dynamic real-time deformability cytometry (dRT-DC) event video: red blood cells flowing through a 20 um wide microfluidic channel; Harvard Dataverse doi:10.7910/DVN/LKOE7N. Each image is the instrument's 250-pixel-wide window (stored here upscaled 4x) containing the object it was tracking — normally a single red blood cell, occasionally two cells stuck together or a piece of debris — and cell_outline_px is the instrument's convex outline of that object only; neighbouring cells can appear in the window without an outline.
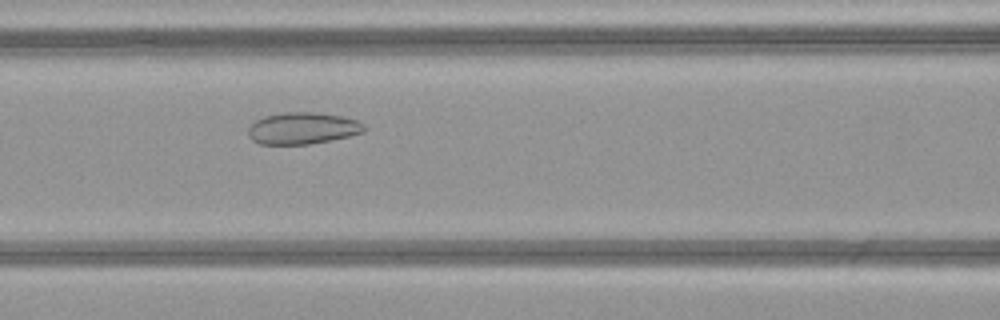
{"species": "common noctule bat (a hibernating species)", "species_latin": "Nyctalus noctula", "temperature_condition": "warm", "stored_images_in_passage": 46, "camera_frame_rate_fps": 3000, "um_per_image_px": 0.085, "animal": {"sex": "female", "body_mass_g": 21.9}, "frame": {"image": 1, "passage_image": 18, "time_ms": 5.667, "image_size_px": [1000, 320], "cell_outline_px": [[368, 128], [364, 132], [332, 140], [308, 144], [260, 144], [252, 140], [248, 136], [248, 128], [256, 120], [264, 116], [284, 112], [316, 112], [344, 116], [360, 120]], "centroid_in_image_um": [25.77, 10.89], "position_along_channel_um": 140.8, "area_um2": 21.73}}
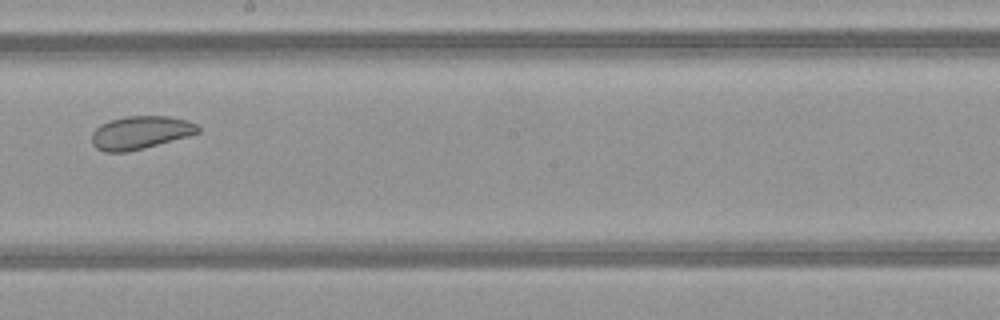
{"frame": {"image": 2, "passage_image": 25, "time_ms": 8.0, "image_size_px": [1000, 320], "cell_outline_px": [[200, 132], [188, 136], [144, 148], [128, 152], [104, 152], [96, 148], [92, 144], [92, 132], [100, 124], [108, 120], [124, 116], [168, 116], [184, 120], [196, 124], [200, 128]], "centroid_in_image_um": [11.89, 11.27], "position_along_channel_um": 236.3, "area_um2": 20.52}}
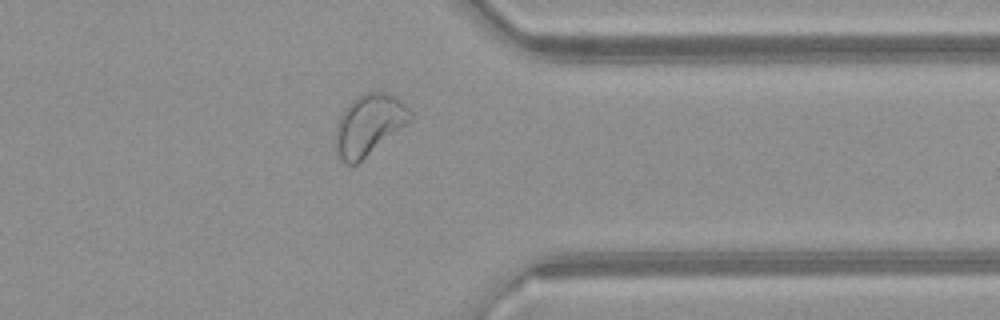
{"frame": {"image": 3, "passage_image": 36, "time_ms": 11.667, "image_size_px": [1000, 320], "cell_outline_px": [[412, 120], [356, 164], [344, 164], [336, 152], [336, 124], [344, 108], [356, 96], [368, 92], [384, 92], [396, 96], [412, 112]], "centroid_in_image_um": [31.35, 10.59], "position_along_channel_um": 380.0, "area_um2": 26.3}, "authors_computed_cell_mechanics": {"area_um2": 27.5995, "velocity_mm_per_s": 4.0897, "shape_relaxation_time_tau1_ms": null, "shape_relaxation_time_tau2_ms": 2.8334, "deformation_change_tau1": null, "deformation_change_tau2": 0.0798}}